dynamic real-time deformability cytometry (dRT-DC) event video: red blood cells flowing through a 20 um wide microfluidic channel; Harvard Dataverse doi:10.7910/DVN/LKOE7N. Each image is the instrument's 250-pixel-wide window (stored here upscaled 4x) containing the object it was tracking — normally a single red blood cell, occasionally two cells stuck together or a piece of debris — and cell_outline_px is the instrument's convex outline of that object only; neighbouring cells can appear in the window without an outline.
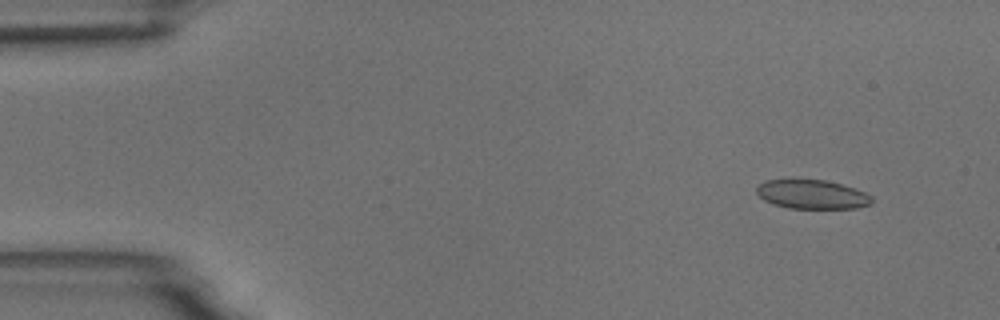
{"species": "common noctule bat (a hibernating species)", "species_latin": "Nyctalus noctula", "temperature_condition": "room temperature", "stored_images_in_passage": 5, "camera_frame_rate_fps": 3000, "um_per_image_px": 0.085, "animal": {"sex": "male", "body_mass_g": 18.8}, "frame": {"image": 1, "passage_image": 1, "time_ms": 0.0, "image_size_px": [1000, 320], "cell_outline_px": [[872, 204], [856, 208], [788, 208], [772, 204], [764, 200], [756, 192], [756, 188], [764, 180], [824, 180], [840, 184], [864, 192], [872, 196]], "centroid_in_image_um": [69.01, 16.53], "position_along_channel_um": 16.0, "area_um2": 19.31}}
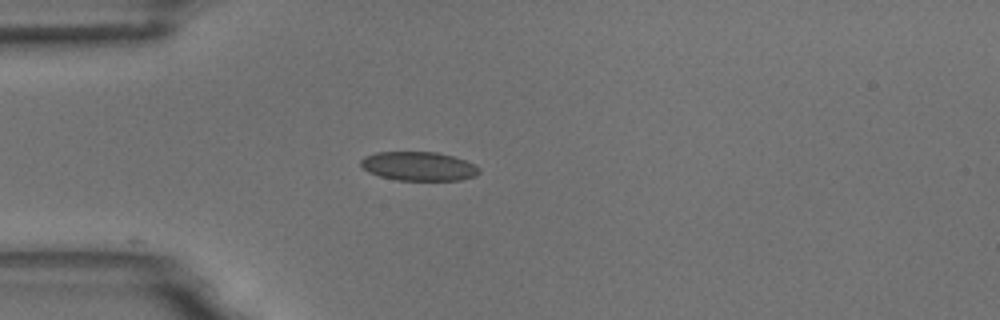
{"frame": {"image": 2, "passage_image": 4, "time_ms": 3.333, "image_size_px": [1000, 320], "cell_outline_px": [[480, 172], [476, 176], [460, 180], [396, 180], [380, 176], [368, 172], [360, 164], [360, 160], [364, 156], [376, 152], [436, 152], [452, 156], [464, 160], [480, 168]], "centroid_in_image_um": [35.57, 14.13], "position_along_channel_um": 49.4, "area_um2": 19.94}}